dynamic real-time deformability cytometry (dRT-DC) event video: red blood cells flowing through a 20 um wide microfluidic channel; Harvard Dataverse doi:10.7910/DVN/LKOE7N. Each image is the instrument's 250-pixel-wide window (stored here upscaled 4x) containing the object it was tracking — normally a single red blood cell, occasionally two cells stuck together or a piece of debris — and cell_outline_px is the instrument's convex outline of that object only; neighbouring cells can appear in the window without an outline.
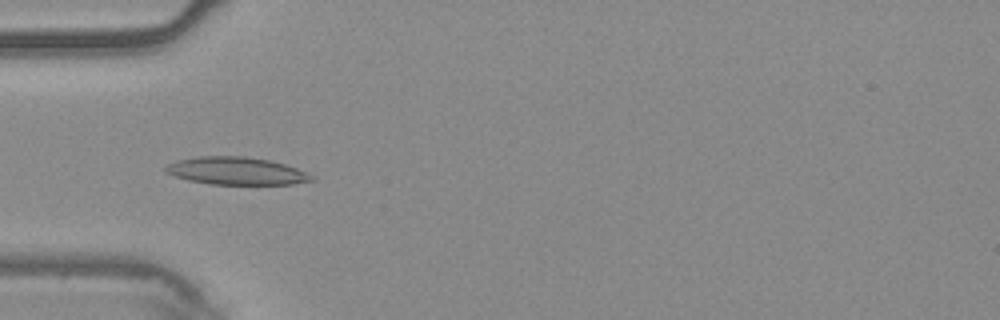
{"species": "common noctule bat (a hibernating species)", "species_latin": "Nyctalus noctula", "temperature_condition": "warm", "stored_images_in_passage": 55, "camera_frame_rate_fps": 3000, "um_per_image_px": 0.085, "animal": {"sex": "male", "body_mass_g": 20.4}, "frame": {"image": 1, "passage_image": 18, "time_ms": 5.667, "image_size_px": [1000, 320], "cell_outline_px": [[316, 180], [292, 184], [208, 184], [188, 180], [164, 172], [164, 164], [176, 160], [196, 156], [244, 156], [268, 160], [284, 164], [296, 168], [312, 176]], "centroid_in_image_um": [20.01, 14.52], "position_along_channel_um": 65.0, "area_um2": 23.52}}
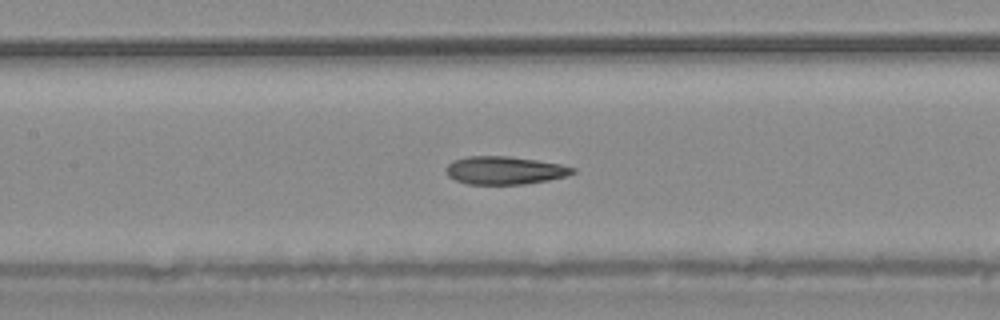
{"frame": {"image": 2, "passage_image": 26, "time_ms": 8.333, "image_size_px": [1000, 320], "cell_outline_px": [[576, 172], [564, 176], [548, 180], [524, 184], [468, 184], [456, 180], [448, 176], [444, 172], [444, 168], [452, 160], [468, 156], [508, 156], [536, 160], [560, 164], [576, 168]], "centroid_in_image_um": [42.85, 14.47], "position_along_channel_um": 164.6, "area_um2": 20.69}}
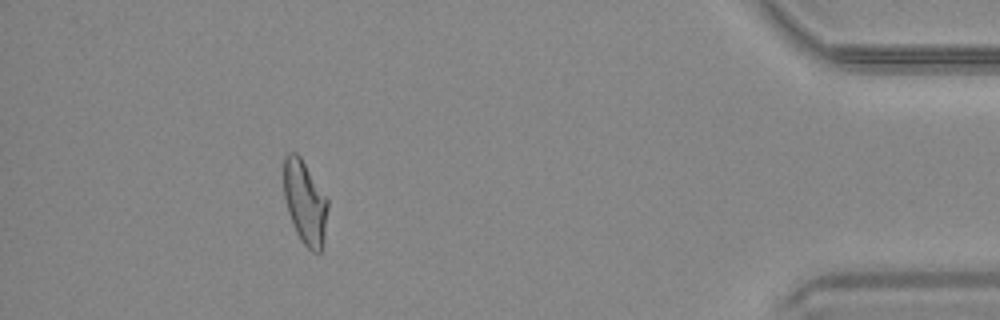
{"frame": {"image": 3, "passage_image": 50, "time_ms": 16.333, "image_size_px": [1000, 320], "cell_outline_px": [[328, 208], [324, 244], [320, 252], [312, 252], [300, 240], [292, 224], [288, 212], [284, 196], [284, 156], [288, 152], [296, 152], [300, 156], [328, 200]], "centroid_in_image_um": [25.92, 17.23], "position_along_channel_um": 409.3, "area_um2": 21.5}, "authors_computed_cell_mechanics": {"area_um2": 21.5016, "velocity_mm_per_s": 3.7378, "shape_relaxation_time_tau1_ms": null, "shape_relaxation_time_tau2_ms": 1.5648, "deformation_change_tau1": null, "deformation_change_tau2": 0.09}}